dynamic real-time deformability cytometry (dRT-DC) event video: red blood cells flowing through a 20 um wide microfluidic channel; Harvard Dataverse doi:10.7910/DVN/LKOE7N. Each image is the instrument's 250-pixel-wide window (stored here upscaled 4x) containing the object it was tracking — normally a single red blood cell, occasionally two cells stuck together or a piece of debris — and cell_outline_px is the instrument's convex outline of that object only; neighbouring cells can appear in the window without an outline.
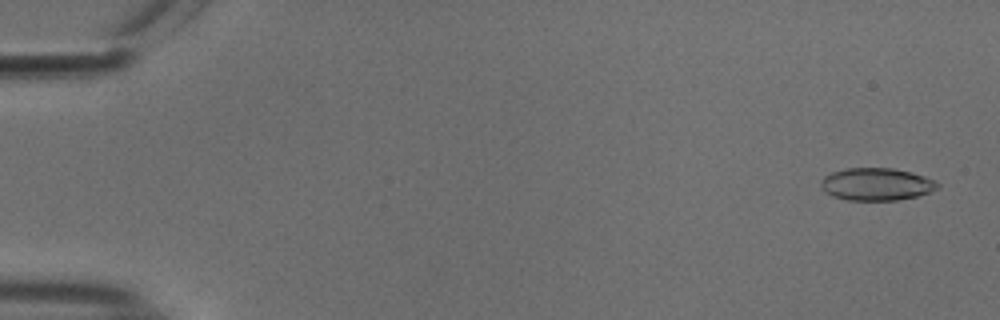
{"species": "common noctule bat (a hibernating species)", "species_latin": "Nyctalus noctula", "temperature_condition": "cold", "stored_images_in_passage": 53, "camera_frame_rate_fps": 3000, "um_per_image_px": 0.085, "animal": {"sex": "male", "body_mass_g": 18.8}, "frame": {"image": 1, "passage_image": 2, "time_ms": 0.333, "image_size_px": [1000, 320], "cell_outline_px": [[940, 188], [916, 196], [896, 200], [848, 200], [832, 196], [824, 192], [820, 184], [820, 180], [824, 176], [832, 172], [844, 168], [892, 168], [912, 172], [924, 176], [940, 184]], "centroid_in_image_um": [74.46, 15.65], "position_along_channel_um": 10.5, "area_um2": 22.14}}
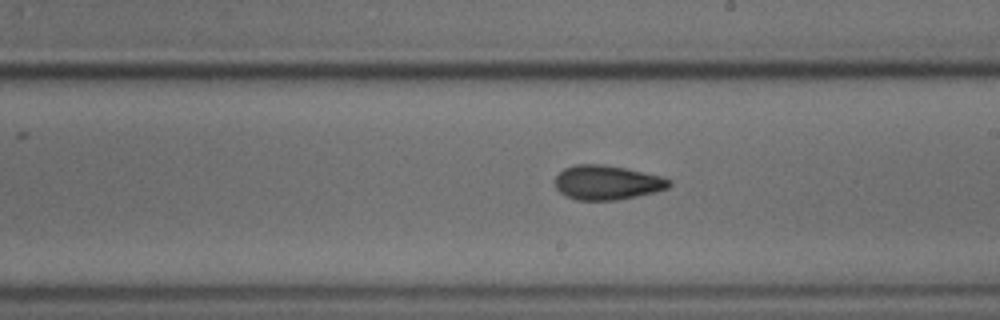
{"frame": {"image": 2, "passage_image": 31, "time_ms": 10.0, "image_size_px": [1000, 320], "cell_outline_px": [[672, 184], [668, 188], [656, 192], [616, 200], [576, 200], [564, 196], [556, 188], [556, 176], [564, 168], [576, 164], [604, 164], [624, 168], [660, 176], [672, 180]], "centroid_in_image_um": [51.6, 15.52], "position_along_channel_um": 237.4, "area_um2": 22.89}}
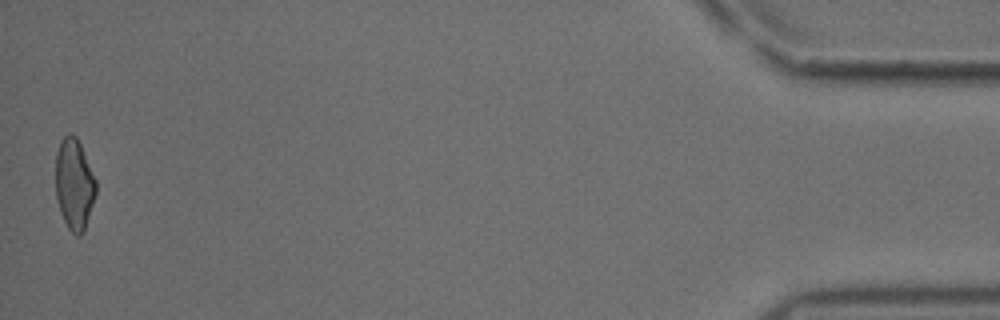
{"frame": {"image": 3, "passage_image": 53, "time_ms": 17.333, "image_size_px": [1000, 320], "cell_outline_px": [[96, 192], [84, 232], [80, 236], [76, 236], [68, 228], [60, 212], [56, 196], [56, 152], [60, 140], [68, 132], [72, 132], [76, 136], [80, 144], [96, 180]], "centroid_in_image_um": [6.3, 15.64], "position_along_channel_um": 428.9, "area_um2": 21.44}, "authors_computed_cell_mechanics": {"area_um2": 22.3686, "velocity_mm_per_s": 3.7879, "shape_relaxation_time_tau1_ms": null, "shape_relaxation_time_tau2_ms": 2.7761, "deformation_change_tau1": null, "deformation_change_tau2": 0.0844}}